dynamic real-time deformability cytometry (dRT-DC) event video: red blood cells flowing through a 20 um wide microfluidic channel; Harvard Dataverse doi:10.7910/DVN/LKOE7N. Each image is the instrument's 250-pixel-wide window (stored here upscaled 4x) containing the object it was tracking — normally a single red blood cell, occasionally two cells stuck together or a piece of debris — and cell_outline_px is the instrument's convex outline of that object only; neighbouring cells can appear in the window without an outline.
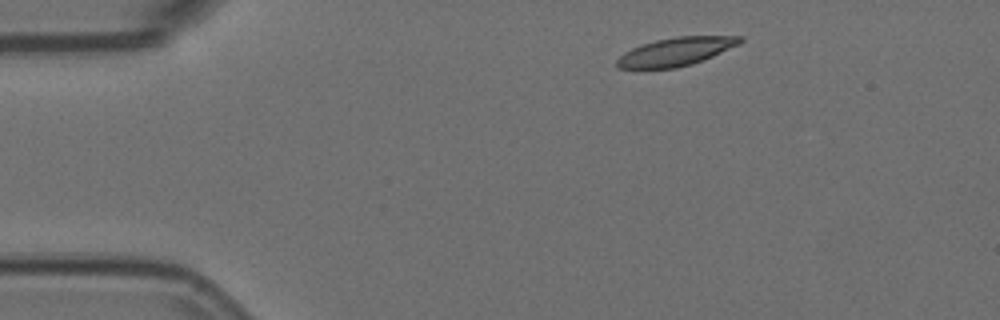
{"species": "Egyptian fruit bat (a non-hibernating species)", "species_latin": "Rousettus aegyptiacus", "temperature_condition": "room temperature", "stored_images_in_passage": 3, "camera_frame_rate_fps": 3000, "um_per_image_px": 0.085, "animal": {"sex": "female"}, "frame": {"image": 1, "passage_image": 1, "time_ms": 0.0, "image_size_px": [1000, 320], "cell_outline_px": [[744, 40], [740, 44], [712, 56], [692, 64], [676, 68], [620, 68], [616, 64], [616, 60], [624, 52], [632, 48], [656, 40], [676, 36], [744, 36]], "centroid_in_image_um": [57.48, 4.38], "position_along_channel_um": 27.5, "area_um2": 20.11}}
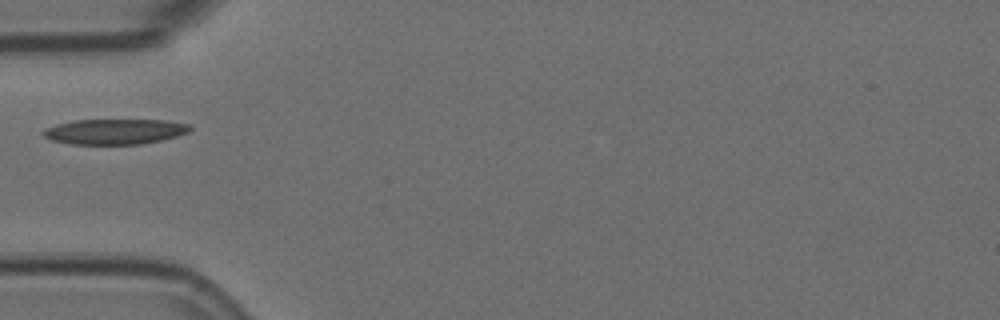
{"frame": {"image": 2, "passage_image": 3, "time_ms": 0.667, "image_size_px": [1000, 320], "cell_outline_px": [[192, 128], [188, 132], [176, 136], [160, 140], [140, 144], [72, 144], [52, 140], [44, 136], [40, 132], [44, 128], [56, 124], [72, 120], [164, 120], [192, 124]], "centroid_in_image_um": [9.74, 11.17], "position_along_channel_um": 75.3, "area_um2": 21.73}}